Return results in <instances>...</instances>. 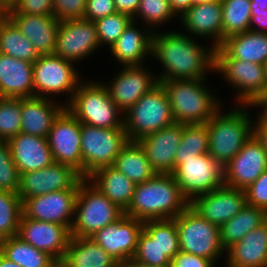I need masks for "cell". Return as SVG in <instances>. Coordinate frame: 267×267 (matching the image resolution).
<instances>
[{"label": "cell", "mask_w": 267, "mask_h": 267, "mask_svg": "<svg viewBox=\"0 0 267 267\" xmlns=\"http://www.w3.org/2000/svg\"><path fill=\"white\" fill-rule=\"evenodd\" d=\"M80 181L70 190H59L22 202L27 218L65 225L69 230L74 218V207Z\"/></svg>", "instance_id": "17"}, {"label": "cell", "mask_w": 267, "mask_h": 267, "mask_svg": "<svg viewBox=\"0 0 267 267\" xmlns=\"http://www.w3.org/2000/svg\"><path fill=\"white\" fill-rule=\"evenodd\" d=\"M123 215L124 211L118 205L111 202L87 178H82L75 200L70 234L72 237H90Z\"/></svg>", "instance_id": "6"}, {"label": "cell", "mask_w": 267, "mask_h": 267, "mask_svg": "<svg viewBox=\"0 0 267 267\" xmlns=\"http://www.w3.org/2000/svg\"><path fill=\"white\" fill-rule=\"evenodd\" d=\"M192 1H193V5H196V4L207 3V2H211V1L221 2L222 0H192Z\"/></svg>", "instance_id": "59"}, {"label": "cell", "mask_w": 267, "mask_h": 267, "mask_svg": "<svg viewBox=\"0 0 267 267\" xmlns=\"http://www.w3.org/2000/svg\"><path fill=\"white\" fill-rule=\"evenodd\" d=\"M267 169V153L252 135L223 167L224 185L244 190Z\"/></svg>", "instance_id": "20"}, {"label": "cell", "mask_w": 267, "mask_h": 267, "mask_svg": "<svg viewBox=\"0 0 267 267\" xmlns=\"http://www.w3.org/2000/svg\"><path fill=\"white\" fill-rule=\"evenodd\" d=\"M142 230L143 221L124 214L116 222L105 226L89 238L118 262H127L135 255Z\"/></svg>", "instance_id": "18"}, {"label": "cell", "mask_w": 267, "mask_h": 267, "mask_svg": "<svg viewBox=\"0 0 267 267\" xmlns=\"http://www.w3.org/2000/svg\"><path fill=\"white\" fill-rule=\"evenodd\" d=\"M226 267H267V222L226 250Z\"/></svg>", "instance_id": "29"}, {"label": "cell", "mask_w": 267, "mask_h": 267, "mask_svg": "<svg viewBox=\"0 0 267 267\" xmlns=\"http://www.w3.org/2000/svg\"><path fill=\"white\" fill-rule=\"evenodd\" d=\"M250 31L267 33V10L255 12V16H251Z\"/></svg>", "instance_id": "52"}, {"label": "cell", "mask_w": 267, "mask_h": 267, "mask_svg": "<svg viewBox=\"0 0 267 267\" xmlns=\"http://www.w3.org/2000/svg\"><path fill=\"white\" fill-rule=\"evenodd\" d=\"M87 179L123 211L131 204L136 184L115 167L100 168Z\"/></svg>", "instance_id": "33"}, {"label": "cell", "mask_w": 267, "mask_h": 267, "mask_svg": "<svg viewBox=\"0 0 267 267\" xmlns=\"http://www.w3.org/2000/svg\"><path fill=\"white\" fill-rule=\"evenodd\" d=\"M145 65L122 67L113 76L112 81L101 80L107 87L112 101L122 113L159 84L156 73L151 72L153 70Z\"/></svg>", "instance_id": "16"}, {"label": "cell", "mask_w": 267, "mask_h": 267, "mask_svg": "<svg viewBox=\"0 0 267 267\" xmlns=\"http://www.w3.org/2000/svg\"><path fill=\"white\" fill-rule=\"evenodd\" d=\"M123 115L124 130L129 141H138L175 123L167 93L160 83Z\"/></svg>", "instance_id": "7"}, {"label": "cell", "mask_w": 267, "mask_h": 267, "mask_svg": "<svg viewBox=\"0 0 267 267\" xmlns=\"http://www.w3.org/2000/svg\"><path fill=\"white\" fill-rule=\"evenodd\" d=\"M129 141L124 128H101L81 123L82 178L96 170L113 166Z\"/></svg>", "instance_id": "11"}, {"label": "cell", "mask_w": 267, "mask_h": 267, "mask_svg": "<svg viewBox=\"0 0 267 267\" xmlns=\"http://www.w3.org/2000/svg\"><path fill=\"white\" fill-rule=\"evenodd\" d=\"M264 69H265V76H266V81H267V61L264 64Z\"/></svg>", "instance_id": "61"}, {"label": "cell", "mask_w": 267, "mask_h": 267, "mask_svg": "<svg viewBox=\"0 0 267 267\" xmlns=\"http://www.w3.org/2000/svg\"><path fill=\"white\" fill-rule=\"evenodd\" d=\"M20 172L16 167L8 141H0V191L17 193Z\"/></svg>", "instance_id": "44"}, {"label": "cell", "mask_w": 267, "mask_h": 267, "mask_svg": "<svg viewBox=\"0 0 267 267\" xmlns=\"http://www.w3.org/2000/svg\"><path fill=\"white\" fill-rule=\"evenodd\" d=\"M8 143L20 174L43 169L54 162L47 138L20 132Z\"/></svg>", "instance_id": "27"}, {"label": "cell", "mask_w": 267, "mask_h": 267, "mask_svg": "<svg viewBox=\"0 0 267 267\" xmlns=\"http://www.w3.org/2000/svg\"><path fill=\"white\" fill-rule=\"evenodd\" d=\"M264 10H267V0H251V16Z\"/></svg>", "instance_id": "55"}, {"label": "cell", "mask_w": 267, "mask_h": 267, "mask_svg": "<svg viewBox=\"0 0 267 267\" xmlns=\"http://www.w3.org/2000/svg\"><path fill=\"white\" fill-rule=\"evenodd\" d=\"M118 261L89 237H70L59 267H113Z\"/></svg>", "instance_id": "32"}, {"label": "cell", "mask_w": 267, "mask_h": 267, "mask_svg": "<svg viewBox=\"0 0 267 267\" xmlns=\"http://www.w3.org/2000/svg\"><path fill=\"white\" fill-rule=\"evenodd\" d=\"M94 22L85 19L60 21L54 54L78 64L99 49Z\"/></svg>", "instance_id": "15"}, {"label": "cell", "mask_w": 267, "mask_h": 267, "mask_svg": "<svg viewBox=\"0 0 267 267\" xmlns=\"http://www.w3.org/2000/svg\"><path fill=\"white\" fill-rule=\"evenodd\" d=\"M0 252L21 267H59L47 252L36 249L18 235L1 240Z\"/></svg>", "instance_id": "35"}, {"label": "cell", "mask_w": 267, "mask_h": 267, "mask_svg": "<svg viewBox=\"0 0 267 267\" xmlns=\"http://www.w3.org/2000/svg\"><path fill=\"white\" fill-rule=\"evenodd\" d=\"M21 98L0 97V141L21 132Z\"/></svg>", "instance_id": "42"}, {"label": "cell", "mask_w": 267, "mask_h": 267, "mask_svg": "<svg viewBox=\"0 0 267 267\" xmlns=\"http://www.w3.org/2000/svg\"><path fill=\"white\" fill-rule=\"evenodd\" d=\"M10 3L6 0H0V23L5 22L9 18Z\"/></svg>", "instance_id": "56"}, {"label": "cell", "mask_w": 267, "mask_h": 267, "mask_svg": "<svg viewBox=\"0 0 267 267\" xmlns=\"http://www.w3.org/2000/svg\"><path fill=\"white\" fill-rule=\"evenodd\" d=\"M212 260L180 251L172 260L171 267H215Z\"/></svg>", "instance_id": "49"}, {"label": "cell", "mask_w": 267, "mask_h": 267, "mask_svg": "<svg viewBox=\"0 0 267 267\" xmlns=\"http://www.w3.org/2000/svg\"><path fill=\"white\" fill-rule=\"evenodd\" d=\"M113 167L126 175L135 184L150 180L157 174L137 141H128L126 143L117 155Z\"/></svg>", "instance_id": "34"}, {"label": "cell", "mask_w": 267, "mask_h": 267, "mask_svg": "<svg viewBox=\"0 0 267 267\" xmlns=\"http://www.w3.org/2000/svg\"><path fill=\"white\" fill-rule=\"evenodd\" d=\"M222 42L250 30L251 0H222Z\"/></svg>", "instance_id": "38"}, {"label": "cell", "mask_w": 267, "mask_h": 267, "mask_svg": "<svg viewBox=\"0 0 267 267\" xmlns=\"http://www.w3.org/2000/svg\"><path fill=\"white\" fill-rule=\"evenodd\" d=\"M22 200L17 193L0 191V241L18 235Z\"/></svg>", "instance_id": "40"}, {"label": "cell", "mask_w": 267, "mask_h": 267, "mask_svg": "<svg viewBox=\"0 0 267 267\" xmlns=\"http://www.w3.org/2000/svg\"><path fill=\"white\" fill-rule=\"evenodd\" d=\"M208 79L159 81L167 93L175 123L205 124L221 107ZM207 82V83H206ZM207 84V86H206Z\"/></svg>", "instance_id": "4"}, {"label": "cell", "mask_w": 267, "mask_h": 267, "mask_svg": "<svg viewBox=\"0 0 267 267\" xmlns=\"http://www.w3.org/2000/svg\"><path fill=\"white\" fill-rule=\"evenodd\" d=\"M137 23L132 20L108 50L121 67L143 65L146 62L145 59L152 57L151 48L154 32L143 24L137 26Z\"/></svg>", "instance_id": "25"}, {"label": "cell", "mask_w": 267, "mask_h": 267, "mask_svg": "<svg viewBox=\"0 0 267 267\" xmlns=\"http://www.w3.org/2000/svg\"><path fill=\"white\" fill-rule=\"evenodd\" d=\"M172 175L189 202L224 185L223 167L209 153L182 159Z\"/></svg>", "instance_id": "12"}, {"label": "cell", "mask_w": 267, "mask_h": 267, "mask_svg": "<svg viewBox=\"0 0 267 267\" xmlns=\"http://www.w3.org/2000/svg\"><path fill=\"white\" fill-rule=\"evenodd\" d=\"M18 236L36 249L47 252L60 263L71 234L65 225L30 219L22 214Z\"/></svg>", "instance_id": "22"}, {"label": "cell", "mask_w": 267, "mask_h": 267, "mask_svg": "<svg viewBox=\"0 0 267 267\" xmlns=\"http://www.w3.org/2000/svg\"><path fill=\"white\" fill-rule=\"evenodd\" d=\"M76 66L55 54L40 55L33 63L34 97L60 101L55 96L67 94L66 106L83 80Z\"/></svg>", "instance_id": "8"}, {"label": "cell", "mask_w": 267, "mask_h": 267, "mask_svg": "<svg viewBox=\"0 0 267 267\" xmlns=\"http://www.w3.org/2000/svg\"><path fill=\"white\" fill-rule=\"evenodd\" d=\"M140 0H114L116 11L133 18L138 10Z\"/></svg>", "instance_id": "51"}, {"label": "cell", "mask_w": 267, "mask_h": 267, "mask_svg": "<svg viewBox=\"0 0 267 267\" xmlns=\"http://www.w3.org/2000/svg\"><path fill=\"white\" fill-rule=\"evenodd\" d=\"M215 59H238L264 65L267 61V33L248 30L224 39L215 48Z\"/></svg>", "instance_id": "30"}, {"label": "cell", "mask_w": 267, "mask_h": 267, "mask_svg": "<svg viewBox=\"0 0 267 267\" xmlns=\"http://www.w3.org/2000/svg\"><path fill=\"white\" fill-rule=\"evenodd\" d=\"M126 267H154V266L143 265V264L138 263V262L134 261L133 259H131V260L126 262ZM167 267H171V266H167Z\"/></svg>", "instance_id": "58"}, {"label": "cell", "mask_w": 267, "mask_h": 267, "mask_svg": "<svg viewBox=\"0 0 267 267\" xmlns=\"http://www.w3.org/2000/svg\"><path fill=\"white\" fill-rule=\"evenodd\" d=\"M80 122L101 128H124V115L99 80H82L65 106Z\"/></svg>", "instance_id": "5"}, {"label": "cell", "mask_w": 267, "mask_h": 267, "mask_svg": "<svg viewBox=\"0 0 267 267\" xmlns=\"http://www.w3.org/2000/svg\"><path fill=\"white\" fill-rule=\"evenodd\" d=\"M86 0H53V16L58 21L82 19Z\"/></svg>", "instance_id": "45"}, {"label": "cell", "mask_w": 267, "mask_h": 267, "mask_svg": "<svg viewBox=\"0 0 267 267\" xmlns=\"http://www.w3.org/2000/svg\"><path fill=\"white\" fill-rule=\"evenodd\" d=\"M54 162L70 166L82 176L81 123L65 107L47 136Z\"/></svg>", "instance_id": "14"}, {"label": "cell", "mask_w": 267, "mask_h": 267, "mask_svg": "<svg viewBox=\"0 0 267 267\" xmlns=\"http://www.w3.org/2000/svg\"><path fill=\"white\" fill-rule=\"evenodd\" d=\"M178 18L181 20V26L185 28L181 32L194 38L210 39L214 48L221 45L223 18L221 2L211 1L192 5Z\"/></svg>", "instance_id": "24"}, {"label": "cell", "mask_w": 267, "mask_h": 267, "mask_svg": "<svg viewBox=\"0 0 267 267\" xmlns=\"http://www.w3.org/2000/svg\"><path fill=\"white\" fill-rule=\"evenodd\" d=\"M81 179L82 176L70 166L53 162L43 169L21 173L17 194L23 202L50 192L70 190Z\"/></svg>", "instance_id": "19"}, {"label": "cell", "mask_w": 267, "mask_h": 267, "mask_svg": "<svg viewBox=\"0 0 267 267\" xmlns=\"http://www.w3.org/2000/svg\"><path fill=\"white\" fill-rule=\"evenodd\" d=\"M196 39L178 30L153 33L151 56L163 66L158 81L207 79L214 72L215 48Z\"/></svg>", "instance_id": "1"}, {"label": "cell", "mask_w": 267, "mask_h": 267, "mask_svg": "<svg viewBox=\"0 0 267 267\" xmlns=\"http://www.w3.org/2000/svg\"><path fill=\"white\" fill-rule=\"evenodd\" d=\"M266 212L249 204L220 227V240L225 251L253 229L265 222Z\"/></svg>", "instance_id": "36"}, {"label": "cell", "mask_w": 267, "mask_h": 267, "mask_svg": "<svg viewBox=\"0 0 267 267\" xmlns=\"http://www.w3.org/2000/svg\"><path fill=\"white\" fill-rule=\"evenodd\" d=\"M131 21L130 16L119 12L94 21L100 47L107 45L109 50Z\"/></svg>", "instance_id": "43"}, {"label": "cell", "mask_w": 267, "mask_h": 267, "mask_svg": "<svg viewBox=\"0 0 267 267\" xmlns=\"http://www.w3.org/2000/svg\"><path fill=\"white\" fill-rule=\"evenodd\" d=\"M244 192L247 204L267 213V169Z\"/></svg>", "instance_id": "46"}, {"label": "cell", "mask_w": 267, "mask_h": 267, "mask_svg": "<svg viewBox=\"0 0 267 267\" xmlns=\"http://www.w3.org/2000/svg\"><path fill=\"white\" fill-rule=\"evenodd\" d=\"M248 105L220 108L205 124L208 130V153L224 167L253 135L254 118ZM252 115V116H251Z\"/></svg>", "instance_id": "3"}, {"label": "cell", "mask_w": 267, "mask_h": 267, "mask_svg": "<svg viewBox=\"0 0 267 267\" xmlns=\"http://www.w3.org/2000/svg\"><path fill=\"white\" fill-rule=\"evenodd\" d=\"M170 6L174 13L180 17L186 10H188L192 5V0H168Z\"/></svg>", "instance_id": "53"}, {"label": "cell", "mask_w": 267, "mask_h": 267, "mask_svg": "<svg viewBox=\"0 0 267 267\" xmlns=\"http://www.w3.org/2000/svg\"><path fill=\"white\" fill-rule=\"evenodd\" d=\"M0 53L31 63L40 56L9 18L0 23Z\"/></svg>", "instance_id": "37"}, {"label": "cell", "mask_w": 267, "mask_h": 267, "mask_svg": "<svg viewBox=\"0 0 267 267\" xmlns=\"http://www.w3.org/2000/svg\"><path fill=\"white\" fill-rule=\"evenodd\" d=\"M0 267H21L18 264L14 263L13 261L6 258L1 252H0Z\"/></svg>", "instance_id": "57"}, {"label": "cell", "mask_w": 267, "mask_h": 267, "mask_svg": "<svg viewBox=\"0 0 267 267\" xmlns=\"http://www.w3.org/2000/svg\"><path fill=\"white\" fill-rule=\"evenodd\" d=\"M189 206L172 174L157 173L136 184L133 199L124 211L141 221L173 219Z\"/></svg>", "instance_id": "2"}, {"label": "cell", "mask_w": 267, "mask_h": 267, "mask_svg": "<svg viewBox=\"0 0 267 267\" xmlns=\"http://www.w3.org/2000/svg\"><path fill=\"white\" fill-rule=\"evenodd\" d=\"M9 13L53 16V0H13Z\"/></svg>", "instance_id": "47"}, {"label": "cell", "mask_w": 267, "mask_h": 267, "mask_svg": "<svg viewBox=\"0 0 267 267\" xmlns=\"http://www.w3.org/2000/svg\"><path fill=\"white\" fill-rule=\"evenodd\" d=\"M253 135L257 138L267 153V126H254Z\"/></svg>", "instance_id": "54"}, {"label": "cell", "mask_w": 267, "mask_h": 267, "mask_svg": "<svg viewBox=\"0 0 267 267\" xmlns=\"http://www.w3.org/2000/svg\"><path fill=\"white\" fill-rule=\"evenodd\" d=\"M116 12L114 0H86L83 19L94 22Z\"/></svg>", "instance_id": "48"}, {"label": "cell", "mask_w": 267, "mask_h": 267, "mask_svg": "<svg viewBox=\"0 0 267 267\" xmlns=\"http://www.w3.org/2000/svg\"><path fill=\"white\" fill-rule=\"evenodd\" d=\"M0 97H34L33 63L0 53Z\"/></svg>", "instance_id": "31"}, {"label": "cell", "mask_w": 267, "mask_h": 267, "mask_svg": "<svg viewBox=\"0 0 267 267\" xmlns=\"http://www.w3.org/2000/svg\"><path fill=\"white\" fill-rule=\"evenodd\" d=\"M214 72L235 89V105H249L267 91L264 65L238 59H215Z\"/></svg>", "instance_id": "13"}, {"label": "cell", "mask_w": 267, "mask_h": 267, "mask_svg": "<svg viewBox=\"0 0 267 267\" xmlns=\"http://www.w3.org/2000/svg\"><path fill=\"white\" fill-rule=\"evenodd\" d=\"M250 108H258L259 113H256L254 126H267V91L256 97L249 105ZM258 115V116H257Z\"/></svg>", "instance_id": "50"}, {"label": "cell", "mask_w": 267, "mask_h": 267, "mask_svg": "<svg viewBox=\"0 0 267 267\" xmlns=\"http://www.w3.org/2000/svg\"><path fill=\"white\" fill-rule=\"evenodd\" d=\"M175 219L180 251L218 263L226 254L220 240V227L200 216L190 206Z\"/></svg>", "instance_id": "9"}, {"label": "cell", "mask_w": 267, "mask_h": 267, "mask_svg": "<svg viewBox=\"0 0 267 267\" xmlns=\"http://www.w3.org/2000/svg\"><path fill=\"white\" fill-rule=\"evenodd\" d=\"M184 126L185 124L173 123L137 141L157 173L172 174L174 171L176 150L179 147Z\"/></svg>", "instance_id": "23"}, {"label": "cell", "mask_w": 267, "mask_h": 267, "mask_svg": "<svg viewBox=\"0 0 267 267\" xmlns=\"http://www.w3.org/2000/svg\"><path fill=\"white\" fill-rule=\"evenodd\" d=\"M113 267H126V262H118Z\"/></svg>", "instance_id": "60"}, {"label": "cell", "mask_w": 267, "mask_h": 267, "mask_svg": "<svg viewBox=\"0 0 267 267\" xmlns=\"http://www.w3.org/2000/svg\"><path fill=\"white\" fill-rule=\"evenodd\" d=\"M208 149L209 140L207 125H185L183 127L179 147L176 150L174 170L182 163V159H190L200 154H207Z\"/></svg>", "instance_id": "39"}, {"label": "cell", "mask_w": 267, "mask_h": 267, "mask_svg": "<svg viewBox=\"0 0 267 267\" xmlns=\"http://www.w3.org/2000/svg\"><path fill=\"white\" fill-rule=\"evenodd\" d=\"M173 18H177V15L168 0H140L138 10L132 20L138 22L141 20L144 26L155 32L164 23L172 22Z\"/></svg>", "instance_id": "41"}, {"label": "cell", "mask_w": 267, "mask_h": 267, "mask_svg": "<svg viewBox=\"0 0 267 267\" xmlns=\"http://www.w3.org/2000/svg\"><path fill=\"white\" fill-rule=\"evenodd\" d=\"M246 203L244 190L222 185L195 197L189 206L212 224L221 227L239 213Z\"/></svg>", "instance_id": "21"}, {"label": "cell", "mask_w": 267, "mask_h": 267, "mask_svg": "<svg viewBox=\"0 0 267 267\" xmlns=\"http://www.w3.org/2000/svg\"><path fill=\"white\" fill-rule=\"evenodd\" d=\"M65 108V102L48 98H21V132L47 138L53 121Z\"/></svg>", "instance_id": "28"}, {"label": "cell", "mask_w": 267, "mask_h": 267, "mask_svg": "<svg viewBox=\"0 0 267 267\" xmlns=\"http://www.w3.org/2000/svg\"><path fill=\"white\" fill-rule=\"evenodd\" d=\"M180 252L175 219L143 222L133 260L148 266H171V260Z\"/></svg>", "instance_id": "10"}, {"label": "cell", "mask_w": 267, "mask_h": 267, "mask_svg": "<svg viewBox=\"0 0 267 267\" xmlns=\"http://www.w3.org/2000/svg\"><path fill=\"white\" fill-rule=\"evenodd\" d=\"M9 19L33 44L39 55L54 54L60 23L54 16L9 13Z\"/></svg>", "instance_id": "26"}]
</instances>
